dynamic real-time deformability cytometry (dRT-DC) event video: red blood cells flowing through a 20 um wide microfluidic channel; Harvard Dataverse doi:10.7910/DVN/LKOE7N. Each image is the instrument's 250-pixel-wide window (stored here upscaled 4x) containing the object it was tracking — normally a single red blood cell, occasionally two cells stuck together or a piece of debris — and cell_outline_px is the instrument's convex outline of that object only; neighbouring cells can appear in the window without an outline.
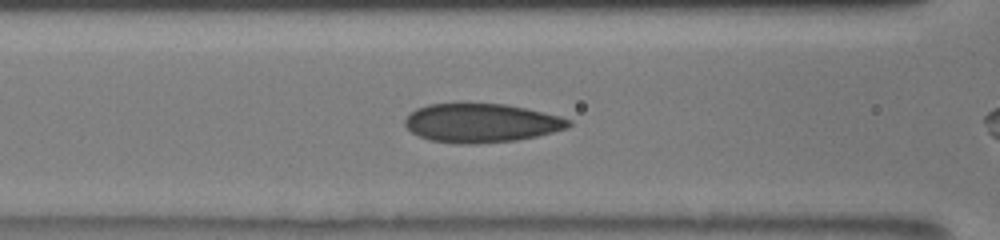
{"species": "human", "species_latin": "Homo sapiens", "temperature_condition": "room temperature", "stored_images_in_passage": 7, "camera_frame_rate_fps": 3000, "um_per_image_px": 0.085, "donor": {"sex": "male"}, "frame": {"image": 1, "passage_image": 4, "time_ms": 1.0, "image_size_px": [1000, 240], "cell_outline_px": [[572, 124], [568, 128], [536, 136], [516, 140], [476, 144], [460, 144], [428, 140], [412, 132], [404, 124], [404, 120], [416, 108], [428, 104], [504, 104], [524, 108], [560, 116], [572, 120]], "centroid_in_image_um": [40.91, 10.46], "position_along_channel_um": 125.7, "area_um2": 36.88}}